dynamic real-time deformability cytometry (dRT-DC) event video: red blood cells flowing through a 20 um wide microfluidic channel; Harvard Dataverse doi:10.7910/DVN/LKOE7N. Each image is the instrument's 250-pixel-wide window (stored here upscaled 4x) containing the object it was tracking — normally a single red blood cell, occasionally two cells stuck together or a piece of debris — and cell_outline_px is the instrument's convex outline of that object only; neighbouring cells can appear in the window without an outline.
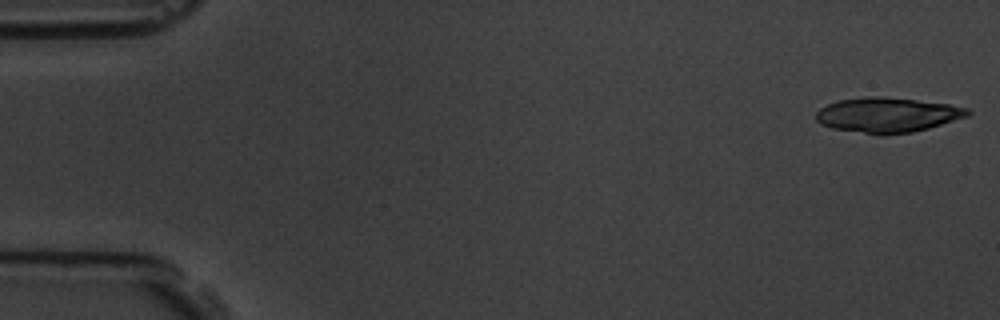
{"species": "common noctule bat (a hibernating species)", "species_latin": "Nyctalus noctula", "temperature_condition": "room temperature", "stored_images_in_passage": 5, "camera_frame_rate_fps": 3000, "um_per_image_px": 0.085, "animal": {"sex": "male", "body_mass_g": 19.5, "forearm_length_mm": 54.6}, "frame": {"image": 1, "passage_image": 1, "time_ms": 0.0, "image_size_px": [1000, 320], "cell_outline_px": [[972, 112], [968, 116], [928, 128], [912, 132], [864, 132], [832, 128], [820, 124], [816, 120], [816, 112], [820, 108], [828, 104], [840, 100], [868, 96], [880, 96], [916, 100], [948, 104], [968, 108]], "centroid_in_image_um": [75.43, 9.73], "position_along_channel_um": 9.6, "area_um2": 30.0}}